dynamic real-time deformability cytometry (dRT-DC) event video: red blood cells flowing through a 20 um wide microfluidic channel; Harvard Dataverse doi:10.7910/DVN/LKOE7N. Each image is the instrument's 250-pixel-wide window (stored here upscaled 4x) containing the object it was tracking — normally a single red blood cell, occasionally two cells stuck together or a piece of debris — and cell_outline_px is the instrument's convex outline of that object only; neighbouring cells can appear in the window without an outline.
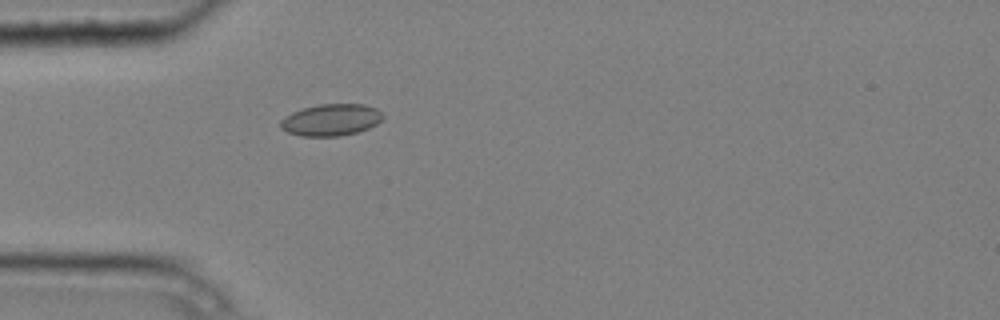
{"species": "common noctule bat (a hibernating species)", "species_latin": "Nyctalus noctula", "temperature_condition": "cold", "stored_images_in_passage": 4, "camera_frame_rate_fps": 3000, "um_per_image_px": 0.085, "animal": {"sex": "male", "body_mass_g": 20.4}, "frame": {"image": 1, "passage_image": 4, "time_ms": 1.0, "image_size_px": [1000, 320], "cell_outline_px": [[384, 116], [376, 124], [368, 128], [356, 132], [340, 136], [300, 136], [288, 132], [280, 128], [280, 120], [284, 116], [292, 112], [304, 108], [320, 104], [364, 104], [376, 108]], "centroid_in_image_um": [28.11, 10.19], "position_along_channel_um": 56.9, "area_um2": 18.9}}